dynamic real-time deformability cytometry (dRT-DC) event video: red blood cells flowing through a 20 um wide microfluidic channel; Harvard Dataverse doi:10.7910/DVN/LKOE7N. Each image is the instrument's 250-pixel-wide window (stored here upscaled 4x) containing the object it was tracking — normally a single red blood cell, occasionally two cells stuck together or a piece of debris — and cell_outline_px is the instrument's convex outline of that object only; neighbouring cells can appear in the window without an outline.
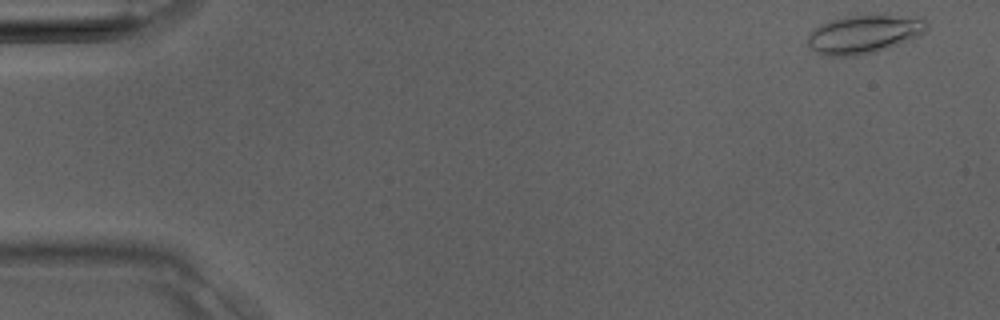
{"species": "Egyptian fruit bat (a non-hibernating species)", "species_latin": "Rousettus aegyptiacus", "temperature_condition": "room temperature", "stored_images_in_passage": 37, "camera_frame_rate_fps": 3000, "um_per_image_px": 0.085, "animal": {"sex": "male"}, "frame": {"image": 1, "passage_image": 1, "time_ms": 0.0, "image_size_px": [1000, 320], "cell_outline_px": [[928, 28], [924, 32], [916, 36], [876, 52], [856, 56], [828, 56], [816, 52], [808, 44], [808, 36], [816, 28], [832, 20], [844, 16], [872, 12], [924, 20], [928, 24]], "centroid_in_image_um": [73.41, 2.88], "position_along_channel_um": 11.6, "area_um2": 26.47}}
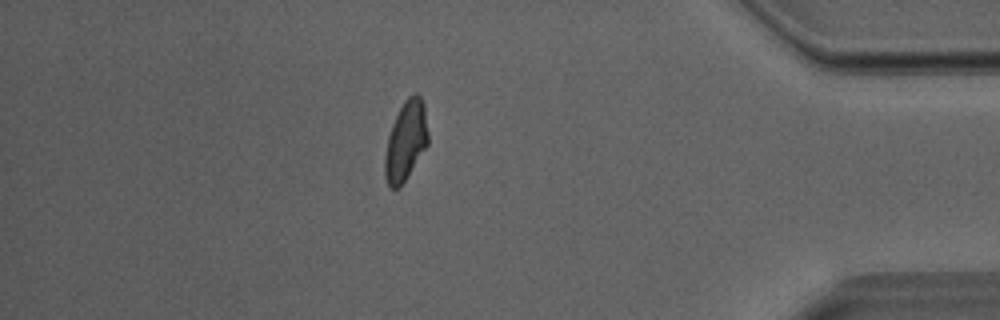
{"frame": {"image": 2, "passage_image": 32, "time_ms": 10.333, "image_size_px": [1000, 320], "cell_outline_px": [[428, 144], [400, 188], [388, 188], [384, 176], [384, 156], [388, 136], [392, 124], [404, 100], [412, 92], [416, 92], [420, 96], [424, 104], [428, 132]], "centroid_in_image_um": [34.48, 11.99], "position_along_channel_um": 400.7, "area_um2": 20.23}}
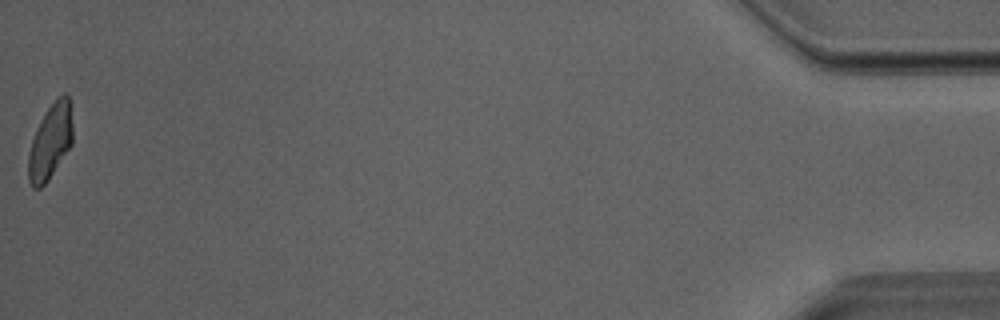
{"frame": {"image": 3, "passage_image": 37, "time_ms": 12.0, "image_size_px": [1000, 320], "cell_outline_px": [[72, 144], [48, 180], [40, 188], [32, 188], [28, 180], [28, 156], [32, 140], [48, 108], [64, 92], [68, 96], [72, 124]], "centroid_in_image_um": [4.28, 12.09], "position_along_channel_um": 430.9, "area_um2": 18.84}}